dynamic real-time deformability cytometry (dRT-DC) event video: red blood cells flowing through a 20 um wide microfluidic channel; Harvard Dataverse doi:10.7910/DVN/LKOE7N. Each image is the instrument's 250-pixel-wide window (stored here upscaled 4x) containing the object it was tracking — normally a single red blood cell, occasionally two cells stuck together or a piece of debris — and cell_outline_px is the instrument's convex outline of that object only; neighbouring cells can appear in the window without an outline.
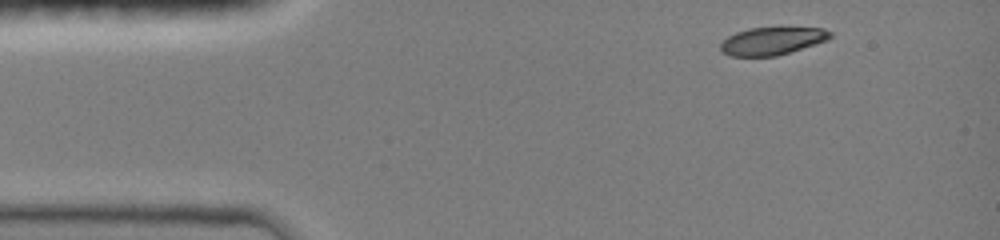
{"species": "common noctule bat (a hibernating species)", "species_latin": "Nyctalus noctula", "temperature_condition": "room temperature", "stored_images_in_passage": 7, "camera_frame_rate_fps": 3000, "um_per_image_px": 0.085, "animal": {"sex": "female", "body_mass_g": 19.0, "forearm_length_mm": 51.5}, "frame": {"image": 1, "passage_image": 1, "time_ms": 0.0, "image_size_px": [1000, 240], "cell_outline_px": [[832, 36], [824, 40], [776, 56], [728, 56], [720, 48], [720, 44], [728, 36], [736, 32], [748, 28], [824, 28], [832, 32]], "centroid_in_image_um": [65.57, 3.48], "position_along_channel_um": 19.4, "area_um2": 17.28}}
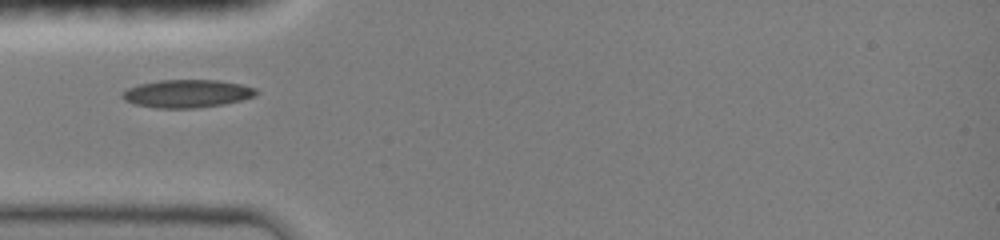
{"frame": {"image": 2, "passage_image": 5, "time_ms": 3.0, "image_size_px": [1000, 240], "cell_outline_px": [[256, 96], [224, 104], [192, 108], [156, 108], [136, 104], [124, 100], [120, 96], [128, 88], [140, 84], [160, 80], [220, 80], [240, 84], [256, 88]], "centroid_in_image_um": [15.9, 7.95], "position_along_channel_um": 69.1, "area_um2": 21.62}}
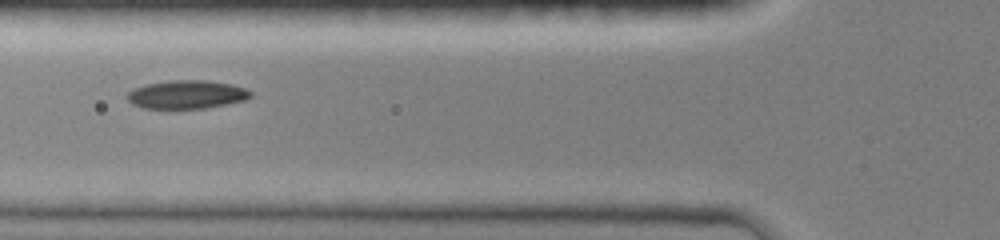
{"frame": {"image": 3, "passage_image": 6, "time_ms": 4.0, "image_size_px": [1000, 240], "cell_outline_px": [[252, 96], [244, 100], [204, 108], [144, 108], [132, 104], [124, 96], [132, 88], [148, 84], [168, 80], [208, 80], [232, 84], [244, 88], [252, 92]], "centroid_in_image_um": [15.83, 8.02], "position_along_channel_um": 110.0, "area_um2": 20.4}}